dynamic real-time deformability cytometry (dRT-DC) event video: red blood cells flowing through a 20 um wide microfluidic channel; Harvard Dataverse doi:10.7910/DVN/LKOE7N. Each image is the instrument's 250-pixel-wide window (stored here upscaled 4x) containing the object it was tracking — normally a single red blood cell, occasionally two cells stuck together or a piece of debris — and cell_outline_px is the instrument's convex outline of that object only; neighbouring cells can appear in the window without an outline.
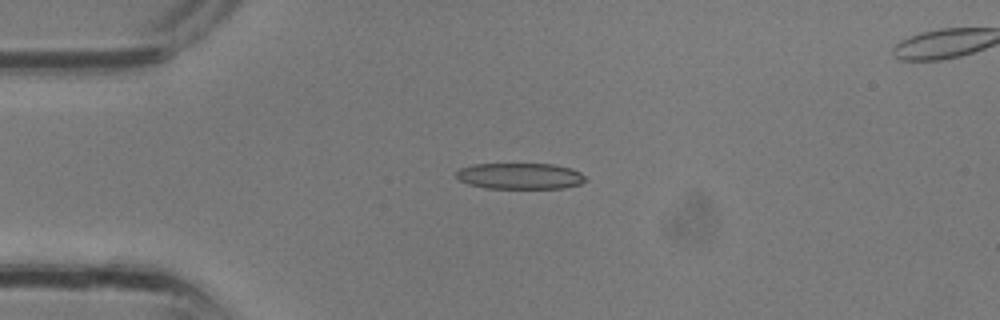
{"species": "common noctule bat (a hibernating species)", "species_latin": "Nyctalus noctula", "temperature_condition": "room temperature", "stored_images_in_passage": 5, "camera_frame_rate_fps": 3000, "um_per_image_px": 0.085, "animal": {"sex": "male", "body_mass_g": 13.3}, "frame": {"image": 1, "passage_image": 1, "time_ms": 0.0, "image_size_px": [1000, 320], "cell_outline_px": [[588, 180], [580, 184], [564, 188], [484, 188], [468, 184], [460, 180], [456, 176], [456, 172], [460, 168], [476, 164], [552, 164], [572, 168], [580, 172]], "centroid_in_image_um": [44.22, 14.96], "position_along_channel_um": 40.8, "area_um2": 19.71}}
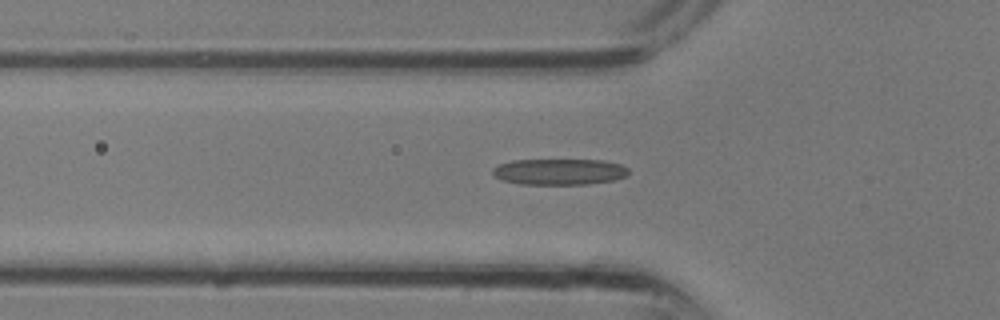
{"frame": {"image": 2, "passage_image": 4, "time_ms": 1.0, "image_size_px": [1000, 320], "cell_outline_px": [[628, 172], [624, 176], [612, 180], [588, 184], [520, 184], [504, 180], [496, 176], [492, 172], [492, 168], [496, 164], [512, 160], [604, 160], [620, 164], [628, 168]], "centroid_in_image_um": [47.5, 14.59], "position_along_channel_um": 78.3, "area_um2": 20.58}}